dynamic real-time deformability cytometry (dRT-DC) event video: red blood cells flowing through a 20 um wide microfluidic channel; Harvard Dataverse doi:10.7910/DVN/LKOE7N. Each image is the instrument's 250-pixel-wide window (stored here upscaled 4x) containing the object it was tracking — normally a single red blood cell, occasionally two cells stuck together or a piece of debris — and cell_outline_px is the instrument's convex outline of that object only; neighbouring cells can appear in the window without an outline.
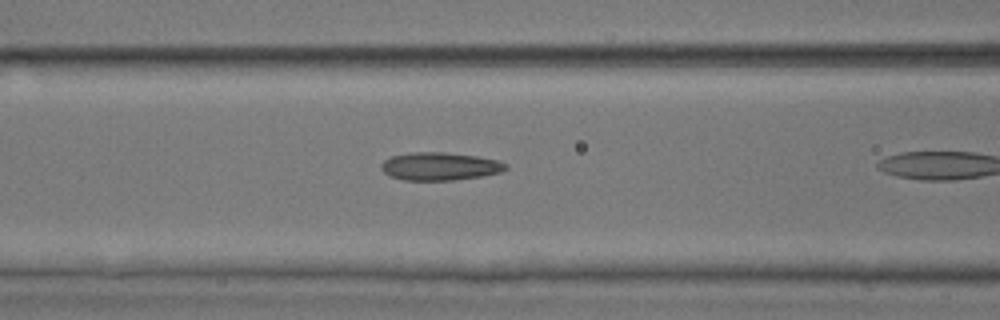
{"species": "common noctule bat (a hibernating species)", "species_latin": "Nyctalus noctula", "temperature_condition": "room temperature", "stored_images_in_passage": 10, "camera_frame_rate_fps": 3000, "um_per_image_px": 0.085, "animal": {"sex": "male", "body_mass_g": 17.9, "forearm_length_mm": 54.2}, "frame": {"image": 1, "passage_image": 9, "time_ms": 2.667, "image_size_px": [1000, 320], "cell_outline_px": [[508, 168], [500, 172], [480, 176], [452, 180], [404, 180], [392, 176], [384, 172], [380, 168], [380, 164], [384, 160], [392, 156], [408, 152], [444, 152], [476, 156], [496, 160], [508, 164]], "centroid_in_image_um": [37.36, 14.13], "position_along_channel_um": 129.2, "area_um2": 20.17}}